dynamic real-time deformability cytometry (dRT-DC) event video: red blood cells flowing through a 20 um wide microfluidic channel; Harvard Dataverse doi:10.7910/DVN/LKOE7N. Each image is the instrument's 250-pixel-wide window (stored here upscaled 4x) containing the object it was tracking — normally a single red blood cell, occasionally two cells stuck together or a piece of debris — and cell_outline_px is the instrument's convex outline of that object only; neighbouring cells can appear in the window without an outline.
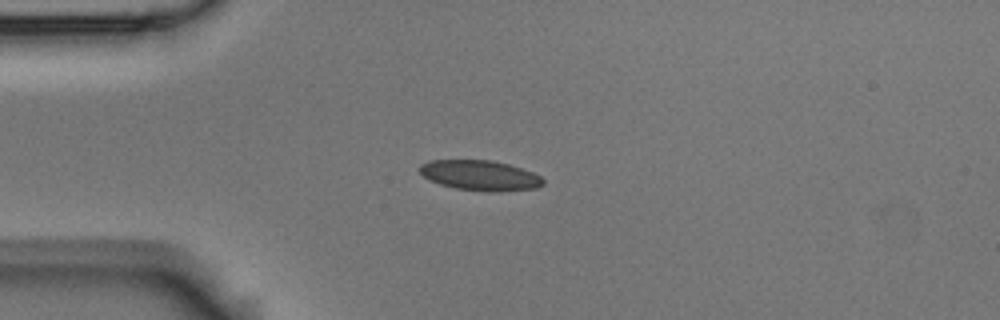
{"species": "Egyptian fruit bat (a non-hibernating species)", "species_latin": "Rousettus aegyptiacus", "temperature_condition": "room temperature", "stored_images_in_passage": 7, "camera_frame_rate_fps": 3000, "um_per_image_px": 0.085, "animal": {"sex": "male"}, "frame": {"image": 1, "passage_image": 4, "time_ms": 1.0, "image_size_px": [1000, 320], "cell_outline_px": [[544, 184], [536, 188], [500, 192], [488, 192], [456, 188], [440, 184], [428, 180], [420, 172], [420, 164], [428, 160], [492, 160], [508, 164], [532, 172], [540, 176], [544, 180]], "centroid_in_image_um": [40.8, 14.91], "position_along_channel_um": 44.2, "area_um2": 21.79}}
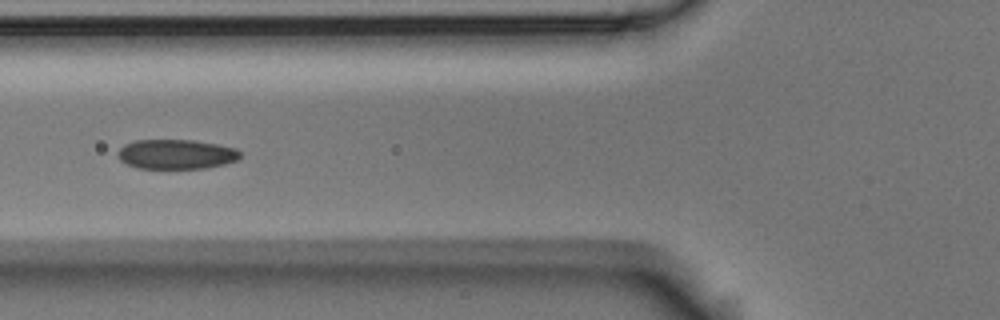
{"frame": {"image": 2, "passage_image": 6, "time_ms": 1.667, "image_size_px": [1000, 320], "cell_outline_px": [[240, 156], [236, 160], [224, 164], [208, 168], [140, 168], [128, 164], [120, 160], [120, 148], [124, 144], [136, 140], [192, 140], [216, 144], [236, 148], [240, 152]], "centroid_in_image_um": [15.0, 13.1], "position_along_channel_um": 110.8, "area_um2": 20.87}}
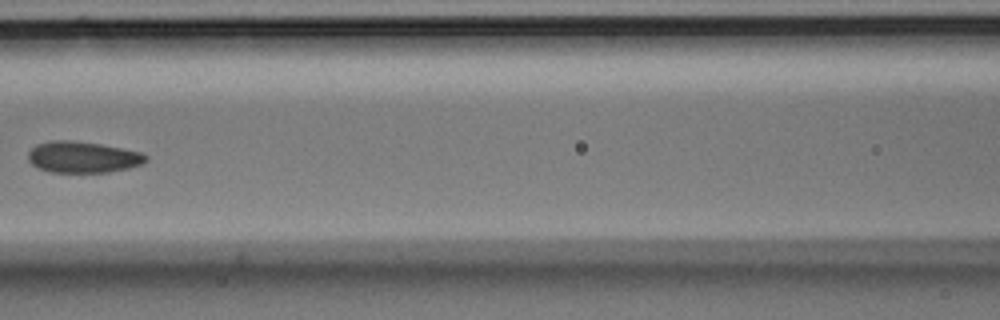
{"frame": {"image": 3, "passage_image": 7, "time_ms": 2.0, "image_size_px": [1000, 320], "cell_outline_px": [[148, 160], [140, 164], [128, 168], [108, 172], [52, 172], [36, 168], [28, 160], [28, 152], [36, 144], [52, 140], [72, 140], [100, 144], [140, 152], [148, 156]], "centroid_in_image_um": [7.0, 13.35], "position_along_channel_um": 159.6, "area_um2": 21.44}}